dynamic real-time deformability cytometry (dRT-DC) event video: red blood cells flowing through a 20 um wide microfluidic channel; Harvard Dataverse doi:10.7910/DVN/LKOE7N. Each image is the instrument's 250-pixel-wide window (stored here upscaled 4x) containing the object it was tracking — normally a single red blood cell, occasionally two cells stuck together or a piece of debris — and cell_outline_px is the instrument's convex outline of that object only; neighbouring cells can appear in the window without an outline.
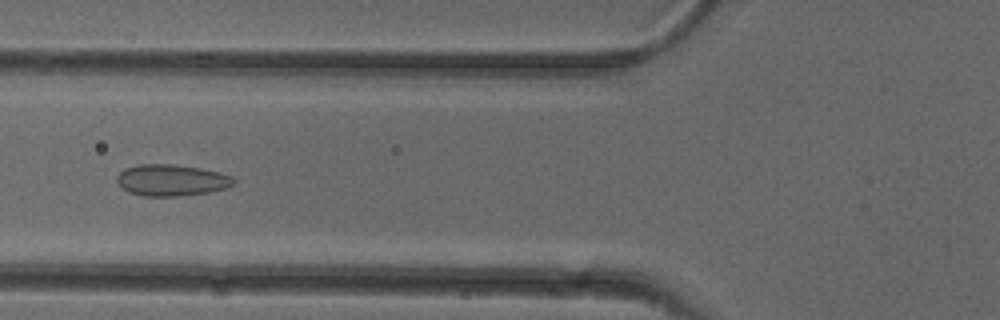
{"species": "common noctule bat (a hibernating species)", "species_latin": "Nyctalus noctula", "temperature_condition": "cold", "stored_images_in_passage": 51, "camera_frame_rate_fps": 3000, "um_per_image_px": 0.085, "animal": {"sex": "female"}, "frame": {"image": 1, "passage_image": 19, "time_ms": 6.0, "image_size_px": [1000, 320], "cell_outline_px": [[236, 184], [212, 192], [176, 196], [144, 196], [128, 192], [120, 188], [116, 180], [116, 176], [124, 168], [140, 164], [172, 164], [200, 168], [220, 172], [232, 176], [236, 180]], "centroid_in_image_um": [14.57, 15.32], "position_along_channel_um": 111.2, "area_um2": 21.68}}
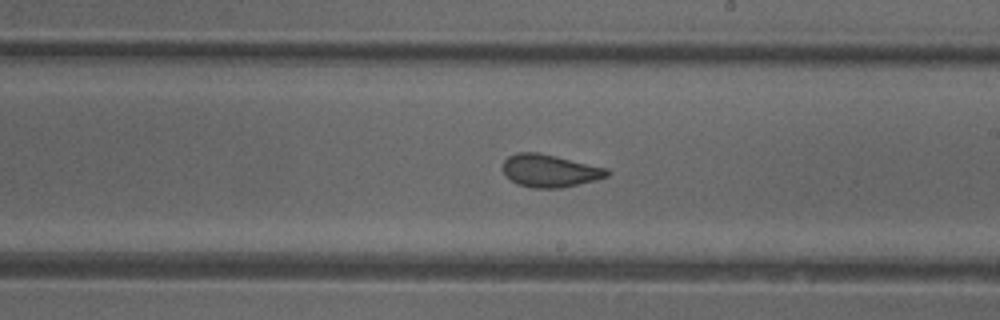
{"frame": {"image": 2, "passage_image": 29, "time_ms": 9.333, "image_size_px": [1000, 320], "cell_outline_px": [[612, 172], [608, 176], [596, 180], [560, 188], [532, 188], [516, 184], [504, 172], [504, 160], [508, 156], [516, 152], [536, 152], [556, 156], [608, 168]], "centroid_in_image_um": [46.76, 14.51], "position_along_channel_um": 242.2, "area_um2": 19.83}}
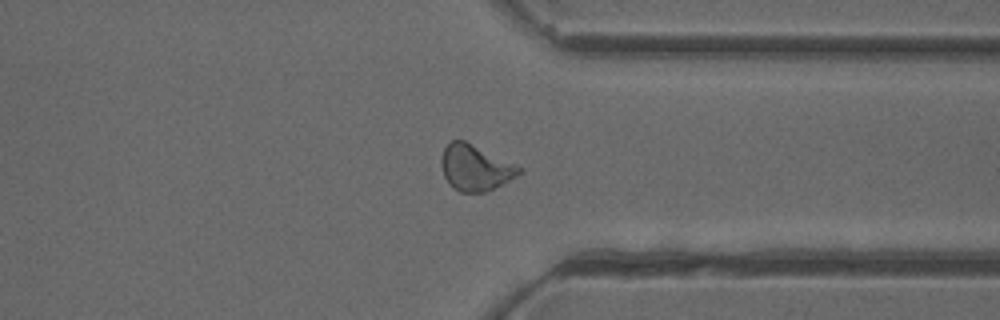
{"frame": {"image": 3, "passage_image": 39, "time_ms": 12.667, "image_size_px": [1000, 320], "cell_outline_px": [[524, 172], [484, 192], [460, 192], [448, 184], [444, 176], [440, 164], [440, 160], [444, 148], [452, 140], [464, 140], [520, 168]], "centroid_in_image_um": [40.32, 14.26], "position_along_channel_um": 371.1, "area_um2": 20.17}, "authors_computed_cell_mechanics": {"area_um2": 20.8658, "velocity_mm_per_s": 3.9304, "shape_relaxation_time_tau1_ms": null, "shape_relaxation_time_tau2_ms": 1.0742, "deformation_change_tau1": null, "deformation_change_tau2": 0.0656}}